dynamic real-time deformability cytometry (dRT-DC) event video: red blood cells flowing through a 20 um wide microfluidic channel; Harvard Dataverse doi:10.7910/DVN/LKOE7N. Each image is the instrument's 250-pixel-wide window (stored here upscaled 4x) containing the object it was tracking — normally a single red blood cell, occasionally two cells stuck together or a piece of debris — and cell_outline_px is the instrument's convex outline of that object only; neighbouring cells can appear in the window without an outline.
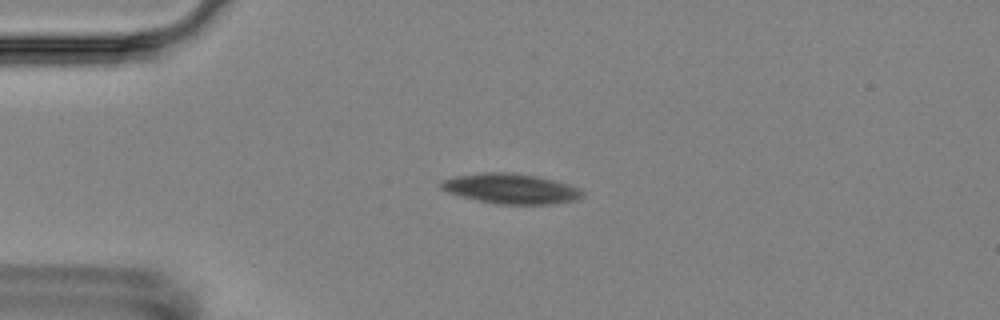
{"species": "Egyptian fruit bat (a non-hibernating species)", "species_latin": "Rousettus aegyptiacus", "temperature_condition": "room temperature", "stored_images_in_passage": 6, "camera_frame_rate_fps": 3000, "um_per_image_px": 0.085, "animal": {"sex": "female"}, "frame": {"image": 1, "passage_image": 4, "time_ms": 3.333, "image_size_px": [1000, 320], "cell_outline_px": [[584, 196], [576, 200], [552, 204], [496, 204], [460, 196], [448, 192], [440, 188], [440, 180], [456, 176], [484, 172], [508, 172], [536, 176], [568, 184], [580, 188], [584, 192]], "centroid_in_image_um": [43.42, 16.04], "position_along_channel_um": 41.6, "area_um2": 24.8}}
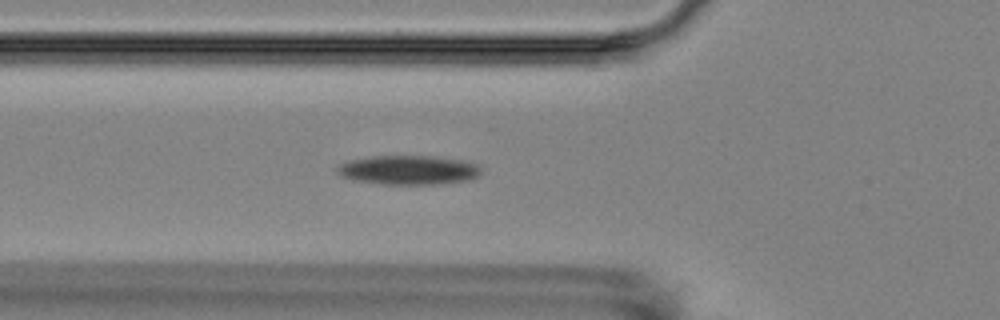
{"frame": {"image": 2, "passage_image": 6, "time_ms": 5.667, "image_size_px": [1000, 320], "cell_outline_px": [[484, 172], [472, 180], [436, 184], [380, 184], [352, 180], [340, 176], [336, 172], [336, 168], [340, 164], [348, 160], [372, 156], [432, 156], [464, 160], [480, 164]], "centroid_in_image_um": [34.76, 14.45], "position_along_channel_um": 91.0, "area_um2": 25.03}}